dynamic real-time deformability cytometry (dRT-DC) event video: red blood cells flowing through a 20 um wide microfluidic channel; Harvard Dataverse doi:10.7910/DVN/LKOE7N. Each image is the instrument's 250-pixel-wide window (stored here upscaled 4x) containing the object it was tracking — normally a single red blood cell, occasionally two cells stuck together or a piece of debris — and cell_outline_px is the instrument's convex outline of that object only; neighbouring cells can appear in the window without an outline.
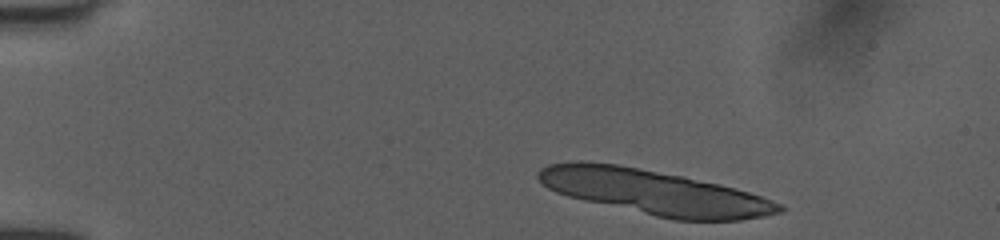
{"species": "human", "species_latin": "Homo sapiens", "temperature_condition": "room temperature", "stored_images_in_passage": 10, "camera_frame_rate_fps": 3000, "um_per_image_px": 0.085, "donor": {"sex": "female"}, "frame": {"image": 1, "passage_image": 1, "time_ms": 0.0, "image_size_px": [1000, 240], "cell_outline_px": [[784, 208], [780, 212], [764, 216], [740, 220], [676, 220], [656, 216], [584, 200], [568, 196], [556, 192], [548, 188], [536, 176], [536, 172], [540, 168], [548, 164], [576, 160], [580, 160], [616, 164], [684, 176], [720, 184], [736, 188], [784, 204]], "centroid_in_image_um": [55.59, 16.32], "position_along_channel_um": 29.4, "area_um2": 62.66}}